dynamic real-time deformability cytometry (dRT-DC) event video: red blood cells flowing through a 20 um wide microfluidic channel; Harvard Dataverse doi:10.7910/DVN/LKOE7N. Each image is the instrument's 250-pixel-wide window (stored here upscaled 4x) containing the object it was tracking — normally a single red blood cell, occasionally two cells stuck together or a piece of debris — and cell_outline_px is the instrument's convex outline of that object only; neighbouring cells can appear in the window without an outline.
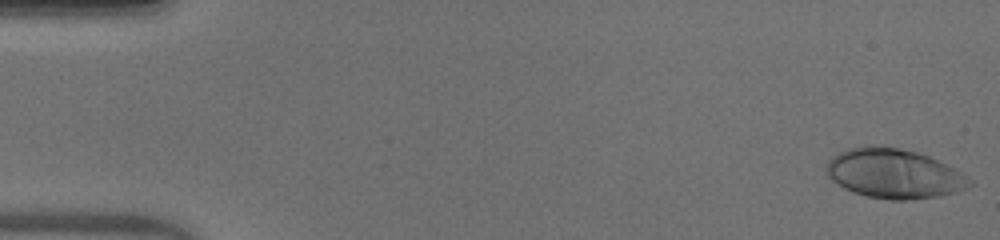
{"species": "human", "species_latin": "Homo sapiens", "temperature_condition": "warm", "stored_images_in_passage": 51, "camera_frame_rate_fps": 3000, "um_per_image_px": 0.085, "donor": {"sex": "male"}, "frame": {"image": 1, "passage_image": 1, "time_ms": 0.0, "image_size_px": [1000, 240], "cell_outline_px": [[976, 184], [968, 188], [956, 192], [940, 196], [904, 200], [888, 200], [868, 196], [852, 192], [836, 184], [828, 176], [828, 160], [832, 156], [848, 148], [864, 144], [872, 144], [896, 148], [916, 152], [928, 156], [976, 180]], "centroid_in_image_um": [76.01, 14.76], "position_along_channel_um": 9.0, "area_um2": 41.5}}
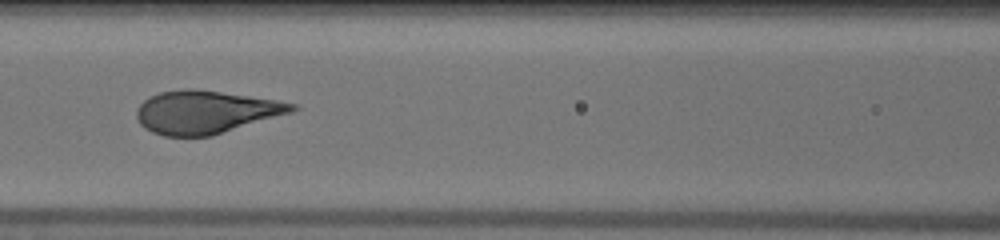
{"frame": {"image": 2, "passage_image": 23, "time_ms": 7.333, "image_size_px": [1000, 240], "cell_outline_px": [[300, 108], [292, 112], [212, 136], [164, 136], [152, 132], [144, 128], [140, 124], [136, 116], [136, 112], [140, 104], [144, 100], [160, 92], [188, 88], [192, 88], [276, 100], [296, 104]], "centroid_in_image_um": [17.47, 9.53], "position_along_channel_um": 149.1, "area_um2": 38.67}}
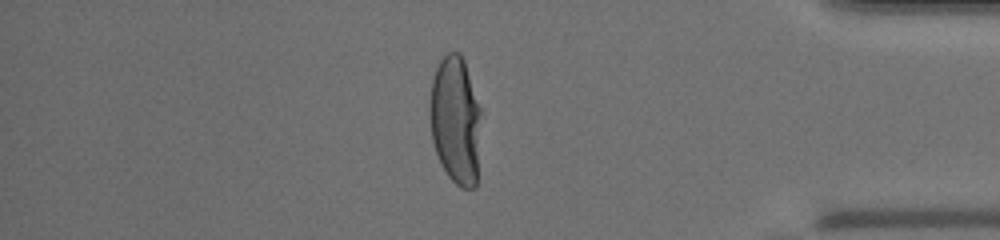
{"frame": {"image": 3, "passage_image": 44, "time_ms": 14.333, "image_size_px": [1000, 240], "cell_outline_px": [[480, 112], [476, 188], [460, 188], [448, 176], [436, 152], [432, 140], [428, 116], [428, 104], [432, 76], [440, 60], [448, 52], [460, 52], [464, 60], [480, 108]], "centroid_in_image_um": [38.68, 10.19], "position_along_channel_um": 396.5, "area_um2": 38.38}, "authors_computed_cell_mechanics": {"area_um2": 39.7664, "velocity_mm_per_s": 3.962, "shape_relaxation_time_tau1_ms": 5.5112, "shape_relaxation_time_tau2_ms": null, "deformation_change_tau1": 0.2619, "deformation_change_tau2": null}}